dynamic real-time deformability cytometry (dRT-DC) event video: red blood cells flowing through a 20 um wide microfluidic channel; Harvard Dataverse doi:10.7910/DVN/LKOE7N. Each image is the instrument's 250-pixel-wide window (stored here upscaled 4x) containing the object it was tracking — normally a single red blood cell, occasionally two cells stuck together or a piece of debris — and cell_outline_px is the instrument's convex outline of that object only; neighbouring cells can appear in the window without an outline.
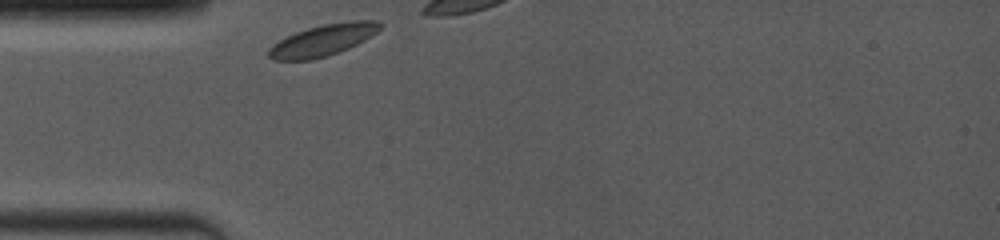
{"species": "common noctule bat (a hibernating species)", "species_latin": "Nyctalus noctula", "temperature_condition": "room temperature", "stored_images_in_passage": 5, "camera_frame_rate_fps": 4000, "um_per_image_px": 0.085, "animal": {"sex": "female", "body_mass_g": 19.0, "forearm_length_mm": 53.3}, "frame": {"image": 1, "passage_image": 1, "time_ms": 0.0, "image_size_px": [1000, 240], "cell_outline_px": [[384, 24], [376, 32], [364, 40], [348, 48], [328, 56], [312, 60], [272, 60], [268, 56], [268, 48], [272, 44], [296, 32], [308, 28], [324, 24], [348, 20], [376, 20]], "centroid_in_image_um": [27.45, 3.41], "position_along_channel_um": 57.6, "area_um2": 20.4}}